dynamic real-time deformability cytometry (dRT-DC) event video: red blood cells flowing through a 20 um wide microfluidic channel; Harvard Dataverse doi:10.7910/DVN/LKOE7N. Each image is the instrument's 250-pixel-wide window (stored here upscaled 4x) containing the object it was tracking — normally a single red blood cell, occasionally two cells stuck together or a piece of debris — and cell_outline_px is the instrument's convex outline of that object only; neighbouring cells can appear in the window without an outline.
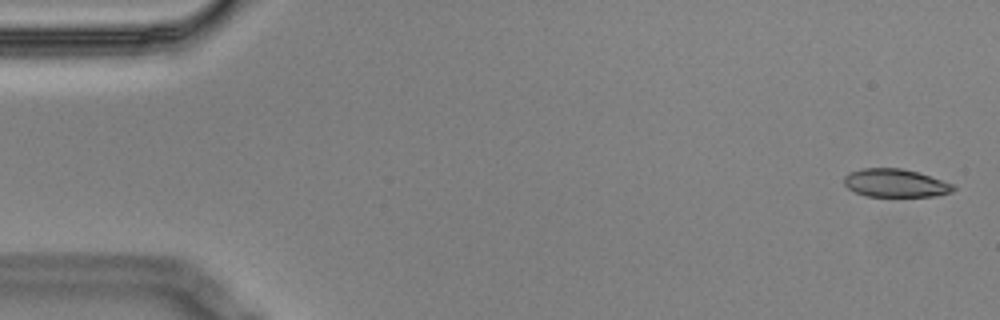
{"species": "Egyptian fruit bat (a non-hibernating species)", "species_latin": "Rousettus aegyptiacus", "temperature_condition": "cold", "stored_images_in_passage": 5, "camera_frame_rate_fps": 3000, "um_per_image_px": 0.085, "animal": {"sex": "male"}, "frame": {"image": 1, "passage_image": 1, "time_ms": 0.0, "image_size_px": [1000, 320], "cell_outline_px": [[956, 188], [952, 192], [936, 196], [868, 196], [856, 192], [848, 188], [844, 184], [844, 176], [848, 172], [864, 168], [900, 168], [916, 172], [952, 184]], "centroid_in_image_um": [76.07, 15.56], "position_along_channel_um": 8.9, "area_um2": 17.69}}
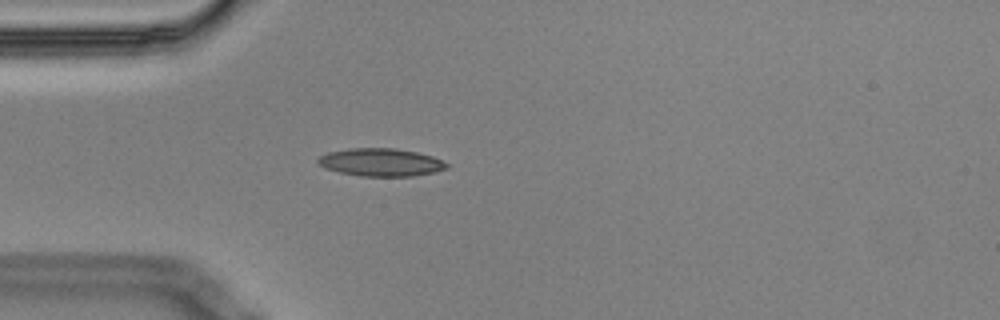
{"frame": {"image": 2, "passage_image": 5, "time_ms": 1.333, "image_size_px": [1000, 320], "cell_outline_px": [[448, 168], [436, 172], [412, 176], [360, 176], [340, 172], [324, 168], [316, 160], [320, 156], [328, 152], [348, 148], [396, 148], [416, 152], [432, 156], [448, 164]], "centroid_in_image_um": [32.37, 13.79], "position_along_channel_um": 52.6, "area_um2": 20.87}}